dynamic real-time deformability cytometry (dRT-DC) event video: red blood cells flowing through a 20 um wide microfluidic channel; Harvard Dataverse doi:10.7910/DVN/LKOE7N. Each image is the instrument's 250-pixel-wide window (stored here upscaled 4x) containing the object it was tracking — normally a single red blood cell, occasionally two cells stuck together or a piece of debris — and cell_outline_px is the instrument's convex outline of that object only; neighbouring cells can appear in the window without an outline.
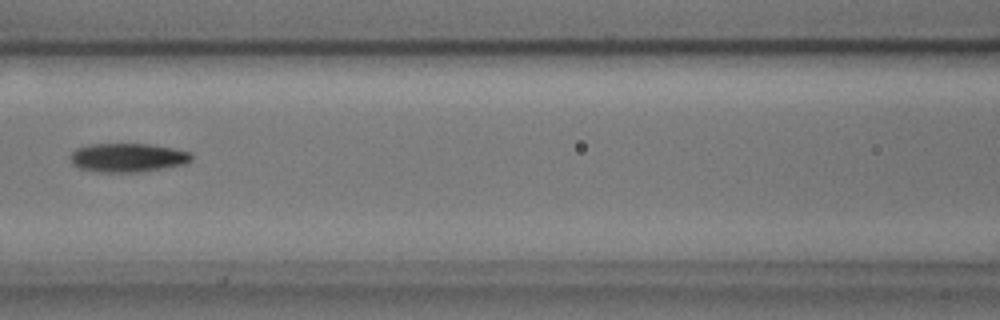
{"species": "common noctule bat (a hibernating species)", "species_latin": "Nyctalus noctula", "temperature_condition": "cold", "stored_images_in_passage": 6, "camera_frame_rate_fps": 3000, "um_per_image_px": 0.085, "animal": {"sex": "male", "body_mass_g": 17.9, "forearm_length_mm": 54.2}, "frame": {"image": 1, "passage_image": 6, "time_ms": 1.667, "image_size_px": [1000, 320], "cell_outline_px": [[192, 160], [188, 164], [140, 172], [100, 172], [80, 168], [72, 164], [72, 152], [76, 148], [88, 144], [148, 144], [172, 148], [192, 152]], "centroid_in_image_um": [10.9, 13.4], "position_along_channel_um": 155.7, "area_um2": 20.4}}